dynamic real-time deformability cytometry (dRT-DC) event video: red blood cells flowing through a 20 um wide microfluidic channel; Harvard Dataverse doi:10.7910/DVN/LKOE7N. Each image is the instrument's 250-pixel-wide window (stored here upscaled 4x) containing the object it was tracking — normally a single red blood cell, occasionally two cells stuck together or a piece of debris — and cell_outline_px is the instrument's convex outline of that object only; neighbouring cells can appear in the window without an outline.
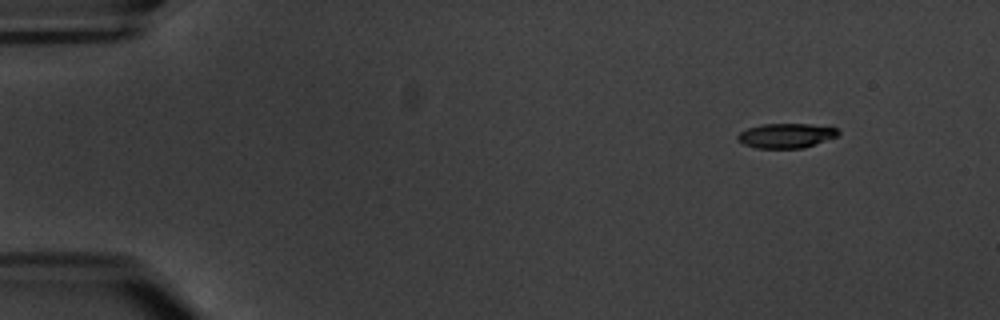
{"species": "common noctule bat (a hibernating species)", "species_latin": "Nyctalus noctula", "temperature_condition": "warm", "stored_images_in_passage": 4, "camera_frame_rate_fps": 3000, "um_per_image_px": 0.085, "animal": {"sex": "male", "body_mass_g": 20.1, "forearm_length_mm": 53.5}, "frame": {"image": 1, "passage_image": 1, "time_ms": 0.0, "image_size_px": [1000, 320], "cell_outline_px": [[840, 136], [804, 148], [756, 148], [744, 144], [736, 140], [736, 136], [740, 132], [748, 128], [760, 124], [812, 124], [836, 128], [840, 132]], "centroid_in_image_um": [66.83, 11.53], "position_along_channel_um": 18.2, "area_um2": 14.62}}